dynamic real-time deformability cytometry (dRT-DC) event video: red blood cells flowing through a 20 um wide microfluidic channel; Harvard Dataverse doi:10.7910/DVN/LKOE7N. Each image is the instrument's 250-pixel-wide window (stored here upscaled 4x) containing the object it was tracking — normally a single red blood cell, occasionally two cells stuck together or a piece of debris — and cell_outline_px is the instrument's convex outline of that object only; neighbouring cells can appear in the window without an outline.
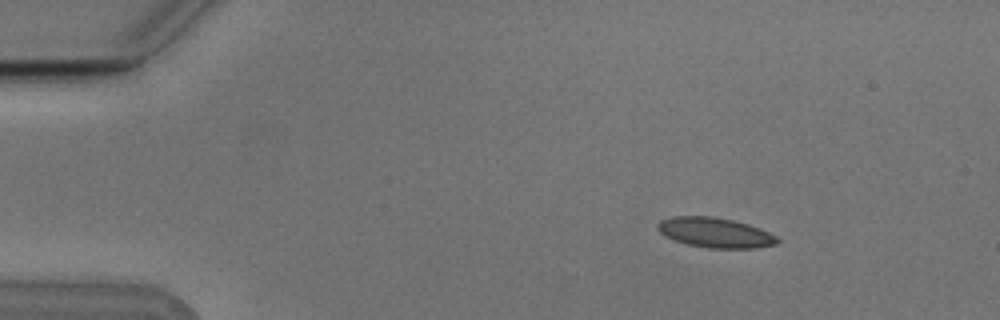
{"species": "Egyptian fruit bat (a non-hibernating species)", "species_latin": "Rousettus aegyptiacus", "temperature_condition": "cold", "stored_images_in_passage": 5, "camera_frame_rate_fps": 3000, "um_per_image_px": 0.085, "animal": {"sex": "male"}, "frame": {"image": 1, "passage_image": 3, "time_ms": 0.667, "image_size_px": [1000, 320], "cell_outline_px": [[780, 240], [776, 244], [756, 248], [708, 248], [688, 244], [664, 236], [656, 228], [656, 224], [660, 220], [672, 216], [712, 216], [732, 220], [748, 224], [760, 228], [776, 236]], "centroid_in_image_um": [60.77, 19.76], "position_along_channel_um": 24.2, "area_um2": 20.92}}